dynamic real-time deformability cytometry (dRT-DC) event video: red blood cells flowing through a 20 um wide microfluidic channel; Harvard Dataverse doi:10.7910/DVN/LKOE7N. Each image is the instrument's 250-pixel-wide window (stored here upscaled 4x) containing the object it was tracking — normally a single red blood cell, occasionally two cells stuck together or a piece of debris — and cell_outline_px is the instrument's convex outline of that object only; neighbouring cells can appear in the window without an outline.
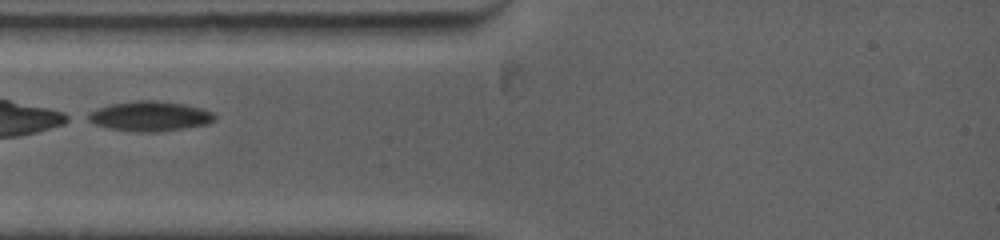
{"species": "common noctule bat (a hibernating species)", "species_latin": "Nyctalus noctula", "temperature_condition": "warm", "stored_images_in_passage": 17, "camera_frame_rate_fps": 5000, "um_per_image_px": 0.085, "animal": {"sex": "female", "body_mass_g": 19.0, "forearm_length_mm": 53.3}, "frame": {"image": 1, "passage_image": 1, "time_ms": 0.0, "image_size_px": [1000, 240], "cell_outline_px": [[216, 120], [208, 124], [184, 128], [156, 132], [136, 132], [108, 128], [96, 124], [80, 116], [96, 108], [112, 104], [136, 100], [156, 100], [184, 104], [204, 108], [212, 112], [216, 116]], "centroid_in_image_um": [12.71, 9.87], "position_along_channel_um": 72.3, "area_um2": 22.43}}